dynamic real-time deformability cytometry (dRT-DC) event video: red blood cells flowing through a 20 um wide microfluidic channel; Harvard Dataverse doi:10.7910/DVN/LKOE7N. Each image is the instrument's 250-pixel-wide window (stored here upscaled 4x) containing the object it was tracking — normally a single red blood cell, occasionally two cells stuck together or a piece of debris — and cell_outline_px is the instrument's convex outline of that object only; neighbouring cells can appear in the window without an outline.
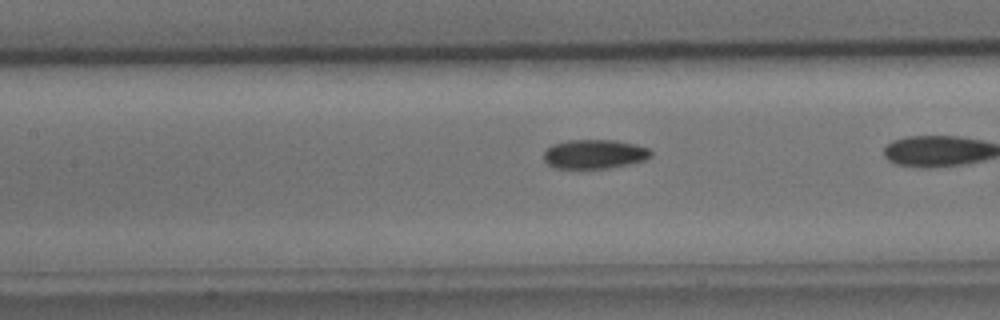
{"species": "common noctule bat (a hibernating species)", "species_latin": "Nyctalus noctula", "temperature_condition": "cold", "stored_images_in_passage": 37, "camera_frame_rate_fps": 3000, "um_per_image_px": 0.085, "animal": {"sex": "male", "body_mass_g": 15.6}, "frame": {"image": 1, "passage_image": 20, "time_ms": 6.333, "image_size_px": [1000, 320], "cell_outline_px": [[652, 156], [644, 160], [628, 164], [608, 168], [556, 168], [548, 164], [544, 160], [544, 152], [552, 144], [568, 140], [616, 140], [636, 144], [648, 148], [652, 152]], "centroid_in_image_um": [50.54, 13.09], "position_along_channel_um": 156.9, "area_um2": 18.21}}